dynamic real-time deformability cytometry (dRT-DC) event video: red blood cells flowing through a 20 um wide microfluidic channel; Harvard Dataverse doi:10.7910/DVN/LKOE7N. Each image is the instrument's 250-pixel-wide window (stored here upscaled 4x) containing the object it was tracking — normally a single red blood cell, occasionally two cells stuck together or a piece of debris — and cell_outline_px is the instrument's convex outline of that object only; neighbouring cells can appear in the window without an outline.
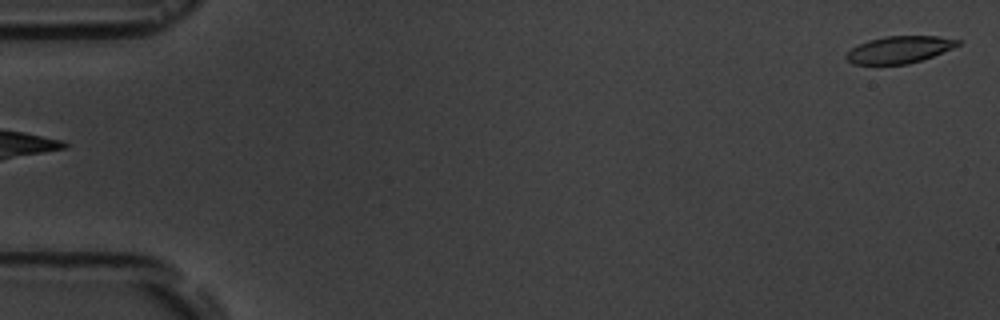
{"species": "common noctule bat (a hibernating species)", "species_latin": "Nyctalus noctula", "temperature_condition": "room temperature", "stored_images_in_passage": 4, "segment_of_instrument_passage": [2, 2], "camera_frame_rate_fps": 3000, "um_per_image_px": 0.085, "animal": {"sex": "male", "body_mass_g": 19.5, "forearm_length_mm": 54.6}, "frame": {"image": 1, "passage_image": 4, "time_ms": 4.333, "image_size_px": [1000, 320], "cell_outline_px": [[960, 44], [952, 48], [932, 56], [908, 64], [852, 64], [844, 56], [852, 48], [868, 40], [884, 36], [936, 36], [960, 40]], "centroid_in_image_um": [76.42, 4.21], "position_along_channel_um": 8.6, "area_um2": 17.34}}